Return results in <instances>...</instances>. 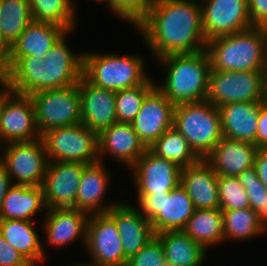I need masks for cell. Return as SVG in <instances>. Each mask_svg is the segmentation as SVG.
I'll use <instances>...</instances> for the list:
<instances>
[{"instance_id": "8", "label": "cell", "mask_w": 267, "mask_h": 266, "mask_svg": "<svg viewBox=\"0 0 267 266\" xmlns=\"http://www.w3.org/2000/svg\"><path fill=\"white\" fill-rule=\"evenodd\" d=\"M137 201L141 215L151 222L155 234L183 230L195 211L181 184L169 193L138 194Z\"/></svg>"}, {"instance_id": "32", "label": "cell", "mask_w": 267, "mask_h": 266, "mask_svg": "<svg viewBox=\"0 0 267 266\" xmlns=\"http://www.w3.org/2000/svg\"><path fill=\"white\" fill-rule=\"evenodd\" d=\"M148 149L157 157L172 161L181 168L200 160L187 140L174 127L166 130Z\"/></svg>"}, {"instance_id": "36", "label": "cell", "mask_w": 267, "mask_h": 266, "mask_svg": "<svg viewBox=\"0 0 267 266\" xmlns=\"http://www.w3.org/2000/svg\"><path fill=\"white\" fill-rule=\"evenodd\" d=\"M218 193L221 210L250 208L247 193L238 177L218 176Z\"/></svg>"}, {"instance_id": "37", "label": "cell", "mask_w": 267, "mask_h": 266, "mask_svg": "<svg viewBox=\"0 0 267 266\" xmlns=\"http://www.w3.org/2000/svg\"><path fill=\"white\" fill-rule=\"evenodd\" d=\"M154 0H108L110 10L135 28L146 18Z\"/></svg>"}, {"instance_id": "23", "label": "cell", "mask_w": 267, "mask_h": 266, "mask_svg": "<svg viewBox=\"0 0 267 266\" xmlns=\"http://www.w3.org/2000/svg\"><path fill=\"white\" fill-rule=\"evenodd\" d=\"M263 102L229 103L219 107L224 138L257 145V125Z\"/></svg>"}, {"instance_id": "41", "label": "cell", "mask_w": 267, "mask_h": 266, "mask_svg": "<svg viewBox=\"0 0 267 266\" xmlns=\"http://www.w3.org/2000/svg\"><path fill=\"white\" fill-rule=\"evenodd\" d=\"M252 26L267 28V0H248Z\"/></svg>"}, {"instance_id": "34", "label": "cell", "mask_w": 267, "mask_h": 266, "mask_svg": "<svg viewBox=\"0 0 267 266\" xmlns=\"http://www.w3.org/2000/svg\"><path fill=\"white\" fill-rule=\"evenodd\" d=\"M224 240H247L265 230L259 222L257 212L251 208L222 210Z\"/></svg>"}, {"instance_id": "44", "label": "cell", "mask_w": 267, "mask_h": 266, "mask_svg": "<svg viewBox=\"0 0 267 266\" xmlns=\"http://www.w3.org/2000/svg\"><path fill=\"white\" fill-rule=\"evenodd\" d=\"M10 68V46L0 34V75L5 77Z\"/></svg>"}, {"instance_id": "26", "label": "cell", "mask_w": 267, "mask_h": 266, "mask_svg": "<svg viewBox=\"0 0 267 266\" xmlns=\"http://www.w3.org/2000/svg\"><path fill=\"white\" fill-rule=\"evenodd\" d=\"M67 31L54 24L33 21L10 47V57L44 58Z\"/></svg>"}, {"instance_id": "11", "label": "cell", "mask_w": 267, "mask_h": 266, "mask_svg": "<svg viewBox=\"0 0 267 266\" xmlns=\"http://www.w3.org/2000/svg\"><path fill=\"white\" fill-rule=\"evenodd\" d=\"M4 145L0 164L7 170L13 185L42 186L49 163L42 138ZM13 178H16L15 183Z\"/></svg>"}, {"instance_id": "7", "label": "cell", "mask_w": 267, "mask_h": 266, "mask_svg": "<svg viewBox=\"0 0 267 266\" xmlns=\"http://www.w3.org/2000/svg\"><path fill=\"white\" fill-rule=\"evenodd\" d=\"M41 138L49 162H99L98 134L82 123L50 129Z\"/></svg>"}, {"instance_id": "25", "label": "cell", "mask_w": 267, "mask_h": 266, "mask_svg": "<svg viewBox=\"0 0 267 266\" xmlns=\"http://www.w3.org/2000/svg\"><path fill=\"white\" fill-rule=\"evenodd\" d=\"M109 174L102 162L87 165L81 177L76 195V209L86 214L107 213L116 204H103V198L110 183ZM104 206H103V205Z\"/></svg>"}, {"instance_id": "10", "label": "cell", "mask_w": 267, "mask_h": 266, "mask_svg": "<svg viewBox=\"0 0 267 266\" xmlns=\"http://www.w3.org/2000/svg\"><path fill=\"white\" fill-rule=\"evenodd\" d=\"M266 71L210 70L206 100L217 108L239 102H262Z\"/></svg>"}, {"instance_id": "12", "label": "cell", "mask_w": 267, "mask_h": 266, "mask_svg": "<svg viewBox=\"0 0 267 266\" xmlns=\"http://www.w3.org/2000/svg\"><path fill=\"white\" fill-rule=\"evenodd\" d=\"M0 133L4 144L41 138L36 128L35 109L30 95L13 92L5 85L1 86Z\"/></svg>"}, {"instance_id": "47", "label": "cell", "mask_w": 267, "mask_h": 266, "mask_svg": "<svg viewBox=\"0 0 267 266\" xmlns=\"http://www.w3.org/2000/svg\"><path fill=\"white\" fill-rule=\"evenodd\" d=\"M263 104L267 106V73L264 76Z\"/></svg>"}, {"instance_id": "2", "label": "cell", "mask_w": 267, "mask_h": 266, "mask_svg": "<svg viewBox=\"0 0 267 266\" xmlns=\"http://www.w3.org/2000/svg\"><path fill=\"white\" fill-rule=\"evenodd\" d=\"M68 32L46 52L44 58L10 57L11 68L4 85L13 92L31 95L46 89L77 85L83 76L84 53L74 54L65 40Z\"/></svg>"}, {"instance_id": "46", "label": "cell", "mask_w": 267, "mask_h": 266, "mask_svg": "<svg viewBox=\"0 0 267 266\" xmlns=\"http://www.w3.org/2000/svg\"><path fill=\"white\" fill-rule=\"evenodd\" d=\"M257 216H258L259 222L261 223L262 227L266 231V228H267V202L265 203L263 208H261L260 210L257 211Z\"/></svg>"}, {"instance_id": "9", "label": "cell", "mask_w": 267, "mask_h": 266, "mask_svg": "<svg viewBox=\"0 0 267 266\" xmlns=\"http://www.w3.org/2000/svg\"><path fill=\"white\" fill-rule=\"evenodd\" d=\"M35 109L38 133L81 123V100L78 86L46 89L30 95Z\"/></svg>"}, {"instance_id": "48", "label": "cell", "mask_w": 267, "mask_h": 266, "mask_svg": "<svg viewBox=\"0 0 267 266\" xmlns=\"http://www.w3.org/2000/svg\"><path fill=\"white\" fill-rule=\"evenodd\" d=\"M73 266H97L95 263H92V261H91V264L90 263H84V264H75V265H73Z\"/></svg>"}, {"instance_id": "16", "label": "cell", "mask_w": 267, "mask_h": 266, "mask_svg": "<svg viewBox=\"0 0 267 266\" xmlns=\"http://www.w3.org/2000/svg\"><path fill=\"white\" fill-rule=\"evenodd\" d=\"M130 170L137 194L169 193L181 183L182 168L172 161L157 157L149 149Z\"/></svg>"}, {"instance_id": "29", "label": "cell", "mask_w": 267, "mask_h": 266, "mask_svg": "<svg viewBox=\"0 0 267 266\" xmlns=\"http://www.w3.org/2000/svg\"><path fill=\"white\" fill-rule=\"evenodd\" d=\"M161 242L167 266H202L206 250L183 230L155 234Z\"/></svg>"}, {"instance_id": "21", "label": "cell", "mask_w": 267, "mask_h": 266, "mask_svg": "<svg viewBox=\"0 0 267 266\" xmlns=\"http://www.w3.org/2000/svg\"><path fill=\"white\" fill-rule=\"evenodd\" d=\"M256 144L222 138L204 158L218 176L237 177L254 166Z\"/></svg>"}, {"instance_id": "50", "label": "cell", "mask_w": 267, "mask_h": 266, "mask_svg": "<svg viewBox=\"0 0 267 266\" xmlns=\"http://www.w3.org/2000/svg\"><path fill=\"white\" fill-rule=\"evenodd\" d=\"M2 143H4V142L2 141L1 133H0V148L4 146ZM0 151H1V150H0Z\"/></svg>"}, {"instance_id": "4", "label": "cell", "mask_w": 267, "mask_h": 266, "mask_svg": "<svg viewBox=\"0 0 267 266\" xmlns=\"http://www.w3.org/2000/svg\"><path fill=\"white\" fill-rule=\"evenodd\" d=\"M156 60L167 68L164 83L155 86L174 106L206 100L211 69L206 50Z\"/></svg>"}, {"instance_id": "27", "label": "cell", "mask_w": 267, "mask_h": 266, "mask_svg": "<svg viewBox=\"0 0 267 266\" xmlns=\"http://www.w3.org/2000/svg\"><path fill=\"white\" fill-rule=\"evenodd\" d=\"M0 235L33 266L44 262V247L32 221L0 219Z\"/></svg>"}, {"instance_id": "31", "label": "cell", "mask_w": 267, "mask_h": 266, "mask_svg": "<svg viewBox=\"0 0 267 266\" xmlns=\"http://www.w3.org/2000/svg\"><path fill=\"white\" fill-rule=\"evenodd\" d=\"M33 21L29 0H0V34L10 47Z\"/></svg>"}, {"instance_id": "18", "label": "cell", "mask_w": 267, "mask_h": 266, "mask_svg": "<svg viewBox=\"0 0 267 266\" xmlns=\"http://www.w3.org/2000/svg\"><path fill=\"white\" fill-rule=\"evenodd\" d=\"M81 100V123L98 135L113 123L116 117V92L90 83L84 76L77 84Z\"/></svg>"}, {"instance_id": "33", "label": "cell", "mask_w": 267, "mask_h": 266, "mask_svg": "<svg viewBox=\"0 0 267 266\" xmlns=\"http://www.w3.org/2000/svg\"><path fill=\"white\" fill-rule=\"evenodd\" d=\"M29 3L34 21L54 24L70 33L75 28L74 0H29Z\"/></svg>"}, {"instance_id": "20", "label": "cell", "mask_w": 267, "mask_h": 266, "mask_svg": "<svg viewBox=\"0 0 267 266\" xmlns=\"http://www.w3.org/2000/svg\"><path fill=\"white\" fill-rule=\"evenodd\" d=\"M99 162L101 155H112L117 161L131 168L148 149L131 123L115 122L98 135Z\"/></svg>"}, {"instance_id": "22", "label": "cell", "mask_w": 267, "mask_h": 266, "mask_svg": "<svg viewBox=\"0 0 267 266\" xmlns=\"http://www.w3.org/2000/svg\"><path fill=\"white\" fill-rule=\"evenodd\" d=\"M180 184L190 196L195 209L220 208L218 175L204 159L182 168Z\"/></svg>"}, {"instance_id": "1", "label": "cell", "mask_w": 267, "mask_h": 266, "mask_svg": "<svg viewBox=\"0 0 267 266\" xmlns=\"http://www.w3.org/2000/svg\"><path fill=\"white\" fill-rule=\"evenodd\" d=\"M136 28L157 59L206 49L198 0H154L146 18Z\"/></svg>"}, {"instance_id": "13", "label": "cell", "mask_w": 267, "mask_h": 266, "mask_svg": "<svg viewBox=\"0 0 267 266\" xmlns=\"http://www.w3.org/2000/svg\"><path fill=\"white\" fill-rule=\"evenodd\" d=\"M86 249L97 266H126L121 235L115 221L107 214L89 215Z\"/></svg>"}, {"instance_id": "3", "label": "cell", "mask_w": 267, "mask_h": 266, "mask_svg": "<svg viewBox=\"0 0 267 266\" xmlns=\"http://www.w3.org/2000/svg\"><path fill=\"white\" fill-rule=\"evenodd\" d=\"M205 50L210 59V70L266 71L267 28L252 26L210 39Z\"/></svg>"}, {"instance_id": "14", "label": "cell", "mask_w": 267, "mask_h": 266, "mask_svg": "<svg viewBox=\"0 0 267 266\" xmlns=\"http://www.w3.org/2000/svg\"><path fill=\"white\" fill-rule=\"evenodd\" d=\"M204 1L200 3L202 27L206 41L252 27L248 12V0Z\"/></svg>"}, {"instance_id": "5", "label": "cell", "mask_w": 267, "mask_h": 266, "mask_svg": "<svg viewBox=\"0 0 267 266\" xmlns=\"http://www.w3.org/2000/svg\"><path fill=\"white\" fill-rule=\"evenodd\" d=\"M173 127L200 159H204L223 138L219 108L208 100L175 106Z\"/></svg>"}, {"instance_id": "42", "label": "cell", "mask_w": 267, "mask_h": 266, "mask_svg": "<svg viewBox=\"0 0 267 266\" xmlns=\"http://www.w3.org/2000/svg\"><path fill=\"white\" fill-rule=\"evenodd\" d=\"M257 147L267 148V106L260 107L257 125Z\"/></svg>"}, {"instance_id": "39", "label": "cell", "mask_w": 267, "mask_h": 266, "mask_svg": "<svg viewBox=\"0 0 267 266\" xmlns=\"http://www.w3.org/2000/svg\"><path fill=\"white\" fill-rule=\"evenodd\" d=\"M126 266H167L160 239L155 235L142 249L127 260Z\"/></svg>"}, {"instance_id": "43", "label": "cell", "mask_w": 267, "mask_h": 266, "mask_svg": "<svg viewBox=\"0 0 267 266\" xmlns=\"http://www.w3.org/2000/svg\"><path fill=\"white\" fill-rule=\"evenodd\" d=\"M254 167L257 171L258 178L267 188V148H258Z\"/></svg>"}, {"instance_id": "40", "label": "cell", "mask_w": 267, "mask_h": 266, "mask_svg": "<svg viewBox=\"0 0 267 266\" xmlns=\"http://www.w3.org/2000/svg\"><path fill=\"white\" fill-rule=\"evenodd\" d=\"M0 266H33L0 235Z\"/></svg>"}, {"instance_id": "45", "label": "cell", "mask_w": 267, "mask_h": 266, "mask_svg": "<svg viewBox=\"0 0 267 266\" xmlns=\"http://www.w3.org/2000/svg\"><path fill=\"white\" fill-rule=\"evenodd\" d=\"M13 186L7 170L0 164V210L7 191Z\"/></svg>"}, {"instance_id": "17", "label": "cell", "mask_w": 267, "mask_h": 266, "mask_svg": "<svg viewBox=\"0 0 267 266\" xmlns=\"http://www.w3.org/2000/svg\"><path fill=\"white\" fill-rule=\"evenodd\" d=\"M174 108L156 86L146 95L131 125L147 148L173 127Z\"/></svg>"}, {"instance_id": "30", "label": "cell", "mask_w": 267, "mask_h": 266, "mask_svg": "<svg viewBox=\"0 0 267 266\" xmlns=\"http://www.w3.org/2000/svg\"><path fill=\"white\" fill-rule=\"evenodd\" d=\"M183 231L207 251L224 240L222 210L195 209Z\"/></svg>"}, {"instance_id": "35", "label": "cell", "mask_w": 267, "mask_h": 266, "mask_svg": "<svg viewBox=\"0 0 267 266\" xmlns=\"http://www.w3.org/2000/svg\"><path fill=\"white\" fill-rule=\"evenodd\" d=\"M148 79L144 84L116 92L117 122L131 123L139 112L146 95L155 87Z\"/></svg>"}, {"instance_id": "24", "label": "cell", "mask_w": 267, "mask_h": 266, "mask_svg": "<svg viewBox=\"0 0 267 266\" xmlns=\"http://www.w3.org/2000/svg\"><path fill=\"white\" fill-rule=\"evenodd\" d=\"M44 219V233L51 246L61 247L82 237L86 243L87 221L90 214L74 208L47 209Z\"/></svg>"}, {"instance_id": "15", "label": "cell", "mask_w": 267, "mask_h": 266, "mask_svg": "<svg viewBox=\"0 0 267 266\" xmlns=\"http://www.w3.org/2000/svg\"><path fill=\"white\" fill-rule=\"evenodd\" d=\"M87 164L76 162H49L43 182L47 209H76L77 189Z\"/></svg>"}, {"instance_id": "28", "label": "cell", "mask_w": 267, "mask_h": 266, "mask_svg": "<svg viewBox=\"0 0 267 266\" xmlns=\"http://www.w3.org/2000/svg\"><path fill=\"white\" fill-rule=\"evenodd\" d=\"M47 210L42 186L13 185L3 200L0 219L33 221L39 211Z\"/></svg>"}, {"instance_id": "49", "label": "cell", "mask_w": 267, "mask_h": 266, "mask_svg": "<svg viewBox=\"0 0 267 266\" xmlns=\"http://www.w3.org/2000/svg\"><path fill=\"white\" fill-rule=\"evenodd\" d=\"M4 85V77L0 75V86Z\"/></svg>"}, {"instance_id": "6", "label": "cell", "mask_w": 267, "mask_h": 266, "mask_svg": "<svg viewBox=\"0 0 267 266\" xmlns=\"http://www.w3.org/2000/svg\"><path fill=\"white\" fill-rule=\"evenodd\" d=\"M83 53V76L97 87L117 92L142 85L150 77L141 56Z\"/></svg>"}, {"instance_id": "38", "label": "cell", "mask_w": 267, "mask_h": 266, "mask_svg": "<svg viewBox=\"0 0 267 266\" xmlns=\"http://www.w3.org/2000/svg\"><path fill=\"white\" fill-rule=\"evenodd\" d=\"M237 177L240 184L245 188L250 208L255 212L263 208L267 202V188L258 178L255 167L244 170Z\"/></svg>"}, {"instance_id": "19", "label": "cell", "mask_w": 267, "mask_h": 266, "mask_svg": "<svg viewBox=\"0 0 267 266\" xmlns=\"http://www.w3.org/2000/svg\"><path fill=\"white\" fill-rule=\"evenodd\" d=\"M135 207L126 203H118L107 212L115 221L121 235L126 260L134 256L155 236L151 222Z\"/></svg>"}]
</instances>
